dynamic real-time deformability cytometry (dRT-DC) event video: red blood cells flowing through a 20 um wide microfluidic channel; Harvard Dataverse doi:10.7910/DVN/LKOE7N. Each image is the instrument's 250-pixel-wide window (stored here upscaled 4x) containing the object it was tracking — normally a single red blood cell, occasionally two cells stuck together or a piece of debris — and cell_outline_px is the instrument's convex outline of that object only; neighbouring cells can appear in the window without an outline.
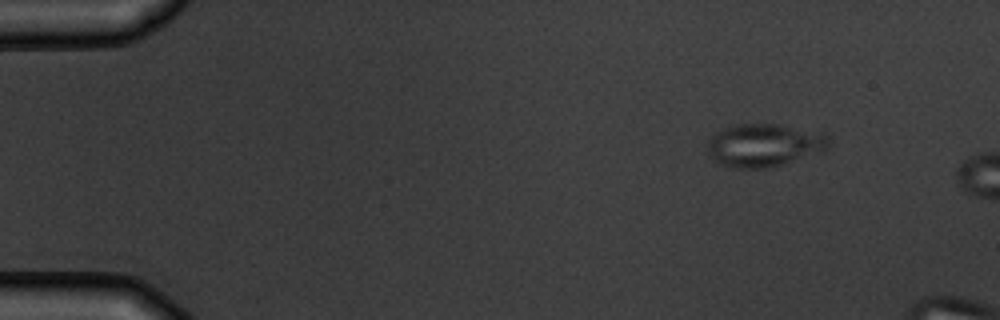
{"species": "common noctule bat (a hibernating species)", "species_latin": "Nyctalus noctula", "temperature_condition": "warm", "stored_images_in_passage": 3, "camera_frame_rate_fps": 3000, "um_per_image_px": 0.085, "animal": {"sex": "male", "body_mass_g": 19.5, "forearm_length_mm": 54.6}, "frame": {"image": 1, "passage_image": 1, "time_ms": 0.0, "image_size_px": [1000, 320], "cell_outline_px": [[828, 148], [824, 152], [768, 168], [736, 168], [720, 164], [712, 160], [708, 152], [708, 140], [716, 132], [724, 128], [736, 124], [780, 124], [824, 132], [828, 136]], "centroid_in_image_um": [64.98, 12.34], "position_along_channel_um": 20.0, "area_um2": 30.69}}